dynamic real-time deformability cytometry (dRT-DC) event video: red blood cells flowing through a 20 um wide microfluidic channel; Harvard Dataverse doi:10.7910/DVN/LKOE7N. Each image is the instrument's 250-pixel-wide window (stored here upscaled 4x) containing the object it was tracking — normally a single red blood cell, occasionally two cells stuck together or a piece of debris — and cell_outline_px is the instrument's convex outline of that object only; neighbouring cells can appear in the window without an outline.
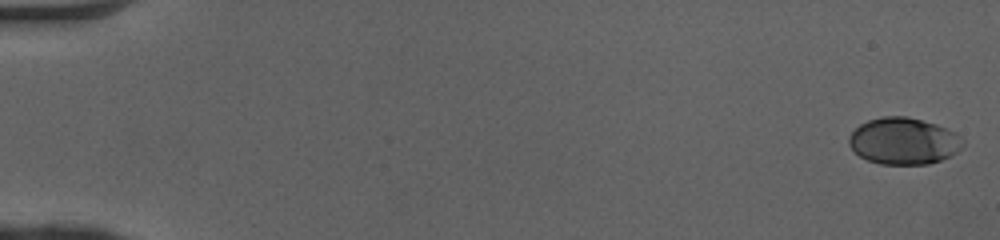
{"species": "human", "species_latin": "Homo sapiens", "temperature_condition": "cold", "stored_images_in_passage": 51, "camera_frame_rate_fps": 3000, "um_per_image_px": 0.085, "donor": {"sex": "female"}, "frame": {"image": 1, "passage_image": 1, "time_ms": 0.0, "image_size_px": [1000, 240], "cell_outline_px": [[964, 144], [956, 152], [940, 160], [928, 164], [880, 164], [868, 160], [860, 156], [848, 144], [848, 136], [860, 124], [868, 120], [884, 116], [908, 116], [936, 124], [956, 132], [964, 140]], "centroid_in_image_um": [76.8, 11.98], "position_along_channel_um": 8.2, "area_um2": 30.98}}
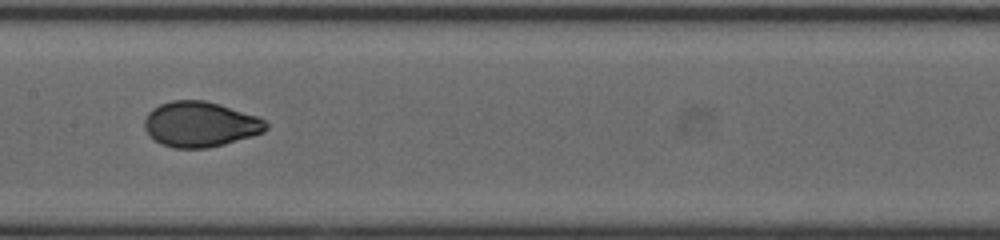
{"frame": {"image": 2, "passage_image": 27, "time_ms": 8.667, "image_size_px": [1000, 240], "cell_outline_px": [[268, 128], [264, 132], [252, 136], [224, 144], [208, 148], [172, 148], [160, 144], [144, 128], [144, 120], [148, 112], [152, 108], [160, 104], [172, 100], [204, 100], [220, 104], [256, 116], [264, 120], [268, 124]], "centroid_in_image_um": [17.01, 10.56], "position_along_channel_um": 190.4, "area_um2": 32.08}}
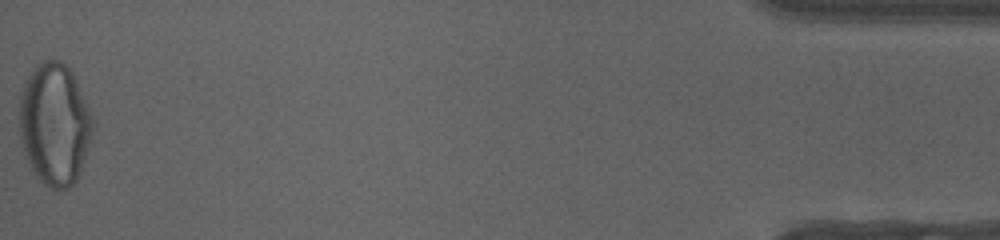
{"frame": {"image": 3, "passage_image": 51, "time_ms": 16.667, "image_size_px": [1000, 240], "cell_outline_px": [[96, 124], [84, 160], [76, 180], [68, 188], [48, 188], [36, 176], [24, 156], [20, 140], [20, 92], [24, 80], [32, 68], [36, 64], [44, 60], [60, 60], [72, 72], [96, 120]], "centroid_in_image_um": [4.64, 10.53], "position_along_channel_um": 430.6, "area_um2": 52.83}, "authors_computed_cell_mechanics": {"area_um2": 31.7322, "velocity_mm_per_s": 4.1107, "shape_relaxation_time_tau1_ms": 4.3307, "shape_relaxation_time_tau2_ms": null, "deformation_change_tau1": 0.1901, "deformation_change_tau2": null}}